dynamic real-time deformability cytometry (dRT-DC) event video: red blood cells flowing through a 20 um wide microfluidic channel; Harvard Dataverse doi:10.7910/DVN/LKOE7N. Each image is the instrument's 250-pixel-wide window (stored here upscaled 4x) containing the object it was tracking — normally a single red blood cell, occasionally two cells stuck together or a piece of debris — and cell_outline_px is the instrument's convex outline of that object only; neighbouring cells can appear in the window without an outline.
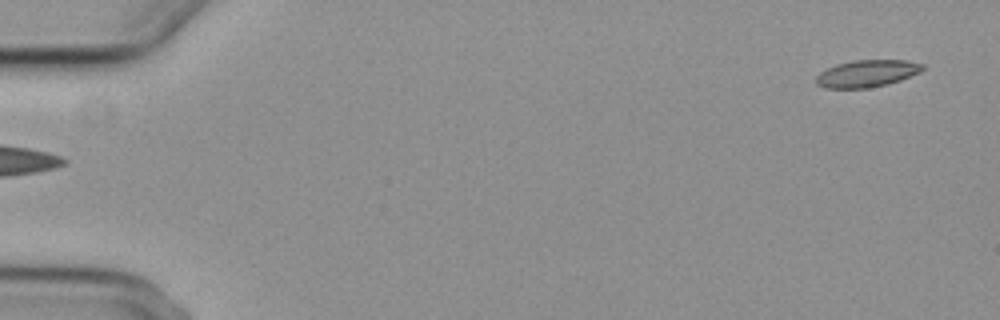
{"species": "common noctule bat (a hibernating species)", "species_latin": "Nyctalus noctula", "temperature_condition": "cold", "stored_images_in_passage": 5, "segment_of_instrument_passage": [2, 2], "camera_frame_rate_fps": 3000, "um_per_image_px": 0.085, "animal": {"sex": "female", "body_mass_g": 29.2, "forearm_length_mm": 56.3}, "frame": {"image": 1, "passage_image": 5, "time_ms": 5.667, "image_size_px": [1000, 320], "cell_outline_px": [[924, 68], [920, 72], [900, 80], [888, 84], [868, 88], [824, 88], [816, 84], [816, 76], [820, 72], [836, 64], [852, 60], [908, 60], [924, 64]], "centroid_in_image_um": [73.69, 6.24], "position_along_channel_um": 11.3, "area_um2": 16.88}}